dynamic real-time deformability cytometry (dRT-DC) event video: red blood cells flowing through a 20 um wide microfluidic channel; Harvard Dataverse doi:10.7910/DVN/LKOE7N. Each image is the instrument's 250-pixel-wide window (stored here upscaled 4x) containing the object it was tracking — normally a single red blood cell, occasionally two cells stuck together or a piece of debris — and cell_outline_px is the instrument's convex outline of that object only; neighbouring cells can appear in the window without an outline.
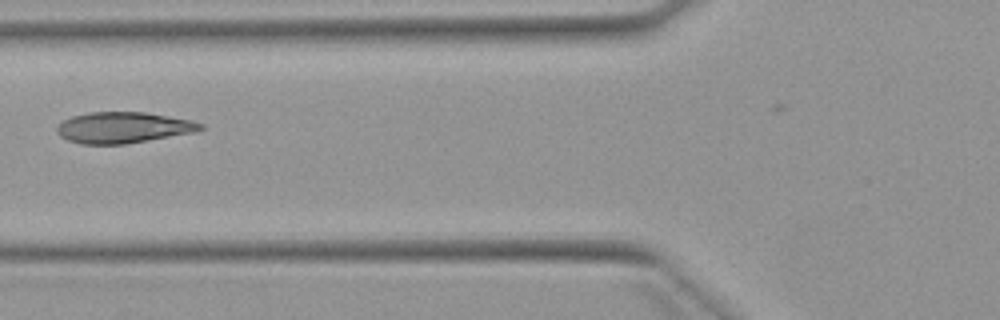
{"species": "Egyptian fruit bat (a non-hibernating species)", "species_latin": "Rousettus aegyptiacus", "temperature_condition": "warm", "stored_images_in_passage": 3, "camera_frame_rate_fps": 3000, "um_per_image_px": 0.085, "animal": {"sex": "female"}, "frame": {"image": 1, "passage_image": 2, "time_ms": 1.333, "image_size_px": [1000, 320], "cell_outline_px": [[204, 128], [196, 132], [124, 144], [80, 144], [68, 140], [60, 136], [56, 132], [56, 128], [64, 120], [72, 116], [88, 112], [144, 112], [192, 120], [204, 124]], "centroid_in_image_um": [10.48, 10.84], "position_along_channel_um": 115.3, "area_um2": 25.95}}
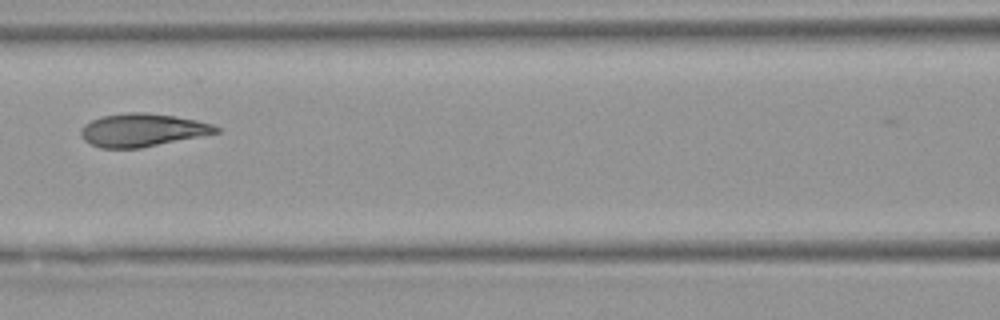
{"frame": {"image": 2, "passage_image": 3, "time_ms": 2.333, "image_size_px": [1000, 320], "cell_outline_px": [[220, 132], [140, 148], [100, 148], [84, 140], [80, 136], [80, 128], [84, 124], [100, 116], [128, 112], [144, 112], [176, 116], [196, 120], [212, 124], [220, 128]], "centroid_in_image_um": [12.06, 11.05], "position_along_channel_um": 154.5, "area_um2": 26.01}}